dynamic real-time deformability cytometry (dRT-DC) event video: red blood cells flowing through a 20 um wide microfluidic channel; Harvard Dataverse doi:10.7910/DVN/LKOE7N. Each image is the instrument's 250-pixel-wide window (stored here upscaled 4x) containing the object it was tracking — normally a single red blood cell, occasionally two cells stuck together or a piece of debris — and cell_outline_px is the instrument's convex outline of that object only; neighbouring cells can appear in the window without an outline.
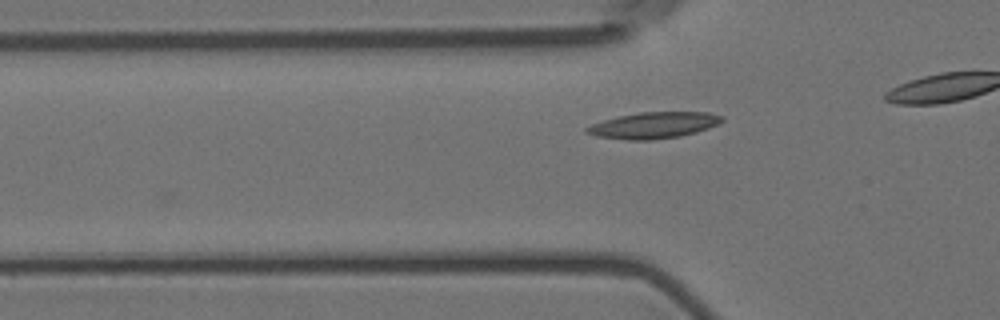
{"species": "Egyptian fruit bat (a non-hibernating species)", "species_latin": "Rousettus aegyptiacus", "temperature_condition": "room temperature", "stored_images_in_passage": 29, "camera_frame_rate_fps": 3000, "um_per_image_px": 0.085, "animal": {"sex": "female"}, "frame": {"image": 1, "passage_image": 2, "time_ms": 0.333, "image_size_px": [1000, 320], "cell_outline_px": [[724, 120], [720, 124], [696, 132], [680, 136], [652, 140], [628, 140], [596, 136], [584, 132], [584, 128], [592, 124], [604, 120], [620, 116], [640, 112], [708, 112], [724, 116]], "centroid_in_image_um": [55.59, 10.65], "position_along_channel_um": 70.2, "area_um2": 20.75}}
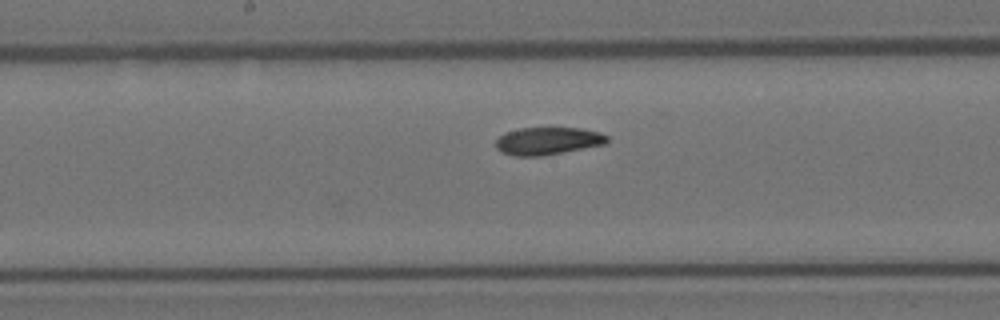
{"frame": {"image": 2, "passage_image": 13, "time_ms": 4.0, "image_size_px": [1000, 320], "cell_outline_px": [[608, 140], [604, 144], [540, 156], [516, 156], [500, 152], [496, 148], [496, 140], [504, 132], [520, 128], [580, 128], [600, 132], [608, 136]], "centroid_in_image_um": [46.52, 11.97], "position_along_channel_um": 201.7, "area_um2": 17.74}}
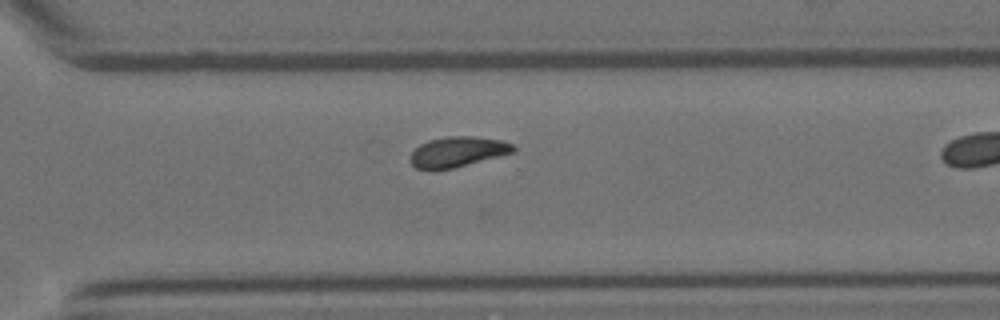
{"frame": {"image": 3, "passage_image": 24, "time_ms": 7.667, "image_size_px": [1000, 320], "cell_outline_px": [[516, 152], [452, 168], [432, 172], [416, 168], [408, 160], [412, 152], [420, 144], [428, 140], [448, 136], [472, 136], [500, 140], [512, 144], [516, 148]], "centroid_in_image_um": [38.85, 12.93], "position_along_channel_um": 331.7, "area_um2": 18.44}}